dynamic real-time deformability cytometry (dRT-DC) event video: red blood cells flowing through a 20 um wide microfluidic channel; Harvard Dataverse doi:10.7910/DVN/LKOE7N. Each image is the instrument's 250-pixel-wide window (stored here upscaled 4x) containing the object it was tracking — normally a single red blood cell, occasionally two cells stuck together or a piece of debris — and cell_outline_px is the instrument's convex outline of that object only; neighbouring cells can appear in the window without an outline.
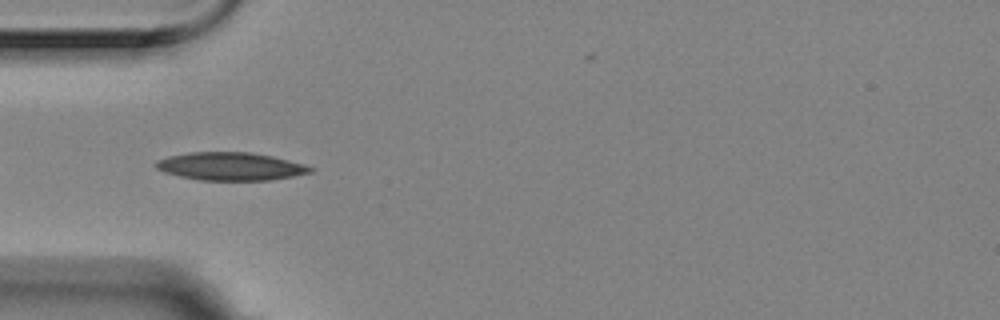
{"species": "Egyptian fruit bat (a non-hibernating species)", "species_latin": "Rousettus aegyptiacus", "temperature_condition": "room temperature", "stored_images_in_passage": 6, "camera_frame_rate_fps": 3000, "um_per_image_px": 0.085, "animal": {"sex": "female"}, "frame": {"image": 1, "passage_image": 4, "time_ms": 1.0, "image_size_px": [1000, 320], "cell_outline_px": [[316, 168], [312, 172], [292, 176], [268, 180], [200, 180], [180, 176], [164, 172], [156, 168], [156, 160], [168, 156], [192, 152], [252, 152], [272, 156], [304, 164]], "centroid_in_image_um": [19.61, 14.13], "position_along_channel_um": 65.4, "area_um2": 25.09}}
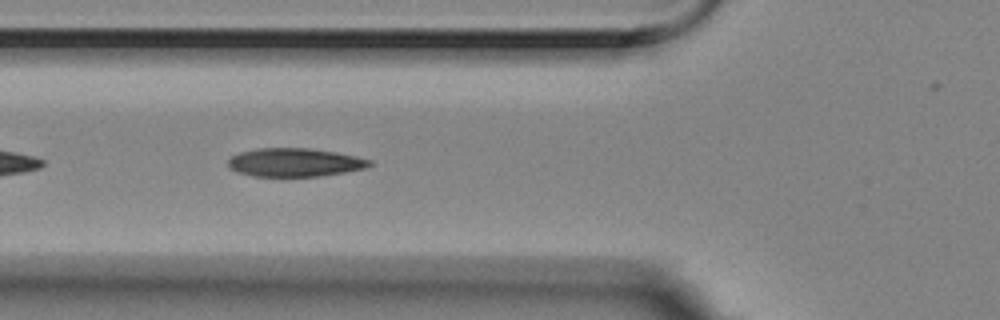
{"frame": {"image": 2, "passage_image": 5, "time_ms": 1.333, "image_size_px": [1000, 320], "cell_outline_px": [[372, 164], [368, 168], [344, 172], [316, 176], [252, 176], [240, 172], [232, 168], [228, 164], [228, 160], [232, 156], [240, 152], [256, 148], [308, 148], [336, 152], [356, 156], [372, 160]], "centroid_in_image_um": [25.09, 13.79], "position_along_channel_um": 100.7, "area_um2": 23.29}}
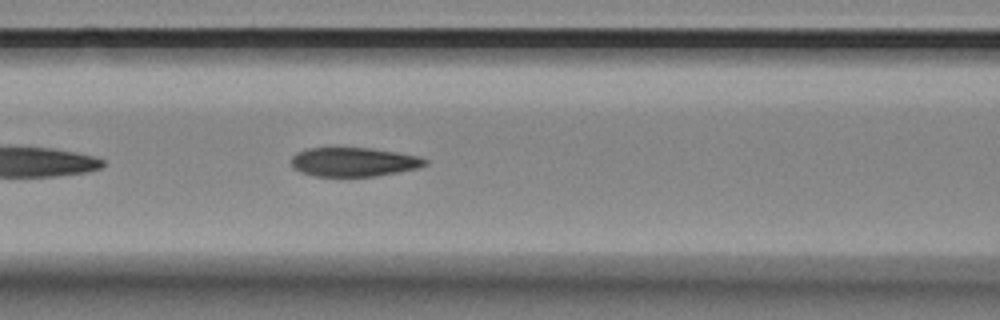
{"frame": {"image": 3, "passage_image": 6, "time_ms": 1.667, "image_size_px": [1000, 320], "cell_outline_px": [[428, 164], [420, 168], [376, 176], [312, 176], [300, 172], [292, 168], [292, 156], [296, 152], [308, 148], [368, 148], [396, 152], [420, 156], [428, 160]], "centroid_in_image_um": [30.08, 13.77], "position_along_channel_um": 136.5, "area_um2": 22.77}}